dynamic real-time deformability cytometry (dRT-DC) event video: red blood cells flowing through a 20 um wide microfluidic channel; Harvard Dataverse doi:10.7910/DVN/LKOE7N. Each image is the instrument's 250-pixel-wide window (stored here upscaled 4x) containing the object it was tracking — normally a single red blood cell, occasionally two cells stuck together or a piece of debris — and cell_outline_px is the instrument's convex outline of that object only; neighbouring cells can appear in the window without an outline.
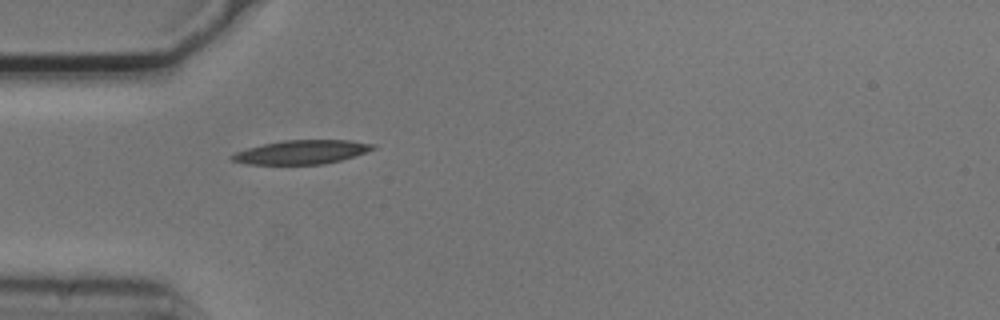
{"species": "common noctule bat (a hibernating species)", "species_latin": "Nyctalus noctula", "temperature_condition": "cold", "stored_images_in_passage": 1, "camera_frame_rate_fps": 3000, "um_per_image_px": 0.085, "animal": {"sex": "male", "body_mass_g": 20.5, "forearm_length_mm": 52.5}, "frame": {"image": 1, "passage_image": 1, "time_ms": 0.0, "image_size_px": [1000, 320], "cell_outline_px": [[376, 148], [340, 160], [324, 164], [248, 164], [228, 160], [228, 156], [236, 152], [248, 148], [264, 144], [284, 140], [352, 140], [376, 144]], "centroid_in_image_um": [25.6, 12.92], "position_along_channel_um": 59.4, "area_um2": 19.54}}